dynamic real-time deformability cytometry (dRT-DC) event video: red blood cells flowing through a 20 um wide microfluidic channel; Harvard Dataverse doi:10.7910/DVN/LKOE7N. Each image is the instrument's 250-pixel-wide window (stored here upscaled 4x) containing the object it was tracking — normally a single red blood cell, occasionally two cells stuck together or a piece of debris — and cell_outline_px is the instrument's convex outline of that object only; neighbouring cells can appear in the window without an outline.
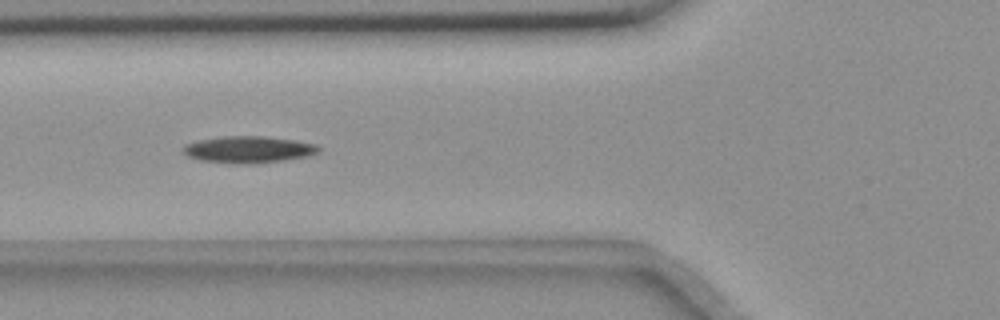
{"species": "common noctule bat (a hibernating species)", "species_latin": "Nyctalus noctula", "temperature_condition": "room temperature", "stored_images_in_passage": 10, "camera_frame_rate_fps": 3000, "um_per_image_px": 0.085, "animal": {"sex": "female", "body_mass_g": 18.4}, "frame": {"image": 1, "passage_image": 7, "time_ms": 2.0, "image_size_px": [1000, 320], "cell_outline_px": [[320, 148], [316, 152], [308, 156], [284, 160], [200, 160], [188, 156], [184, 152], [184, 144], [200, 140], [224, 136], [264, 136], [292, 140], [316, 144]], "centroid_in_image_um": [21.14, 12.64], "position_along_channel_um": 104.7, "area_um2": 19.48}}